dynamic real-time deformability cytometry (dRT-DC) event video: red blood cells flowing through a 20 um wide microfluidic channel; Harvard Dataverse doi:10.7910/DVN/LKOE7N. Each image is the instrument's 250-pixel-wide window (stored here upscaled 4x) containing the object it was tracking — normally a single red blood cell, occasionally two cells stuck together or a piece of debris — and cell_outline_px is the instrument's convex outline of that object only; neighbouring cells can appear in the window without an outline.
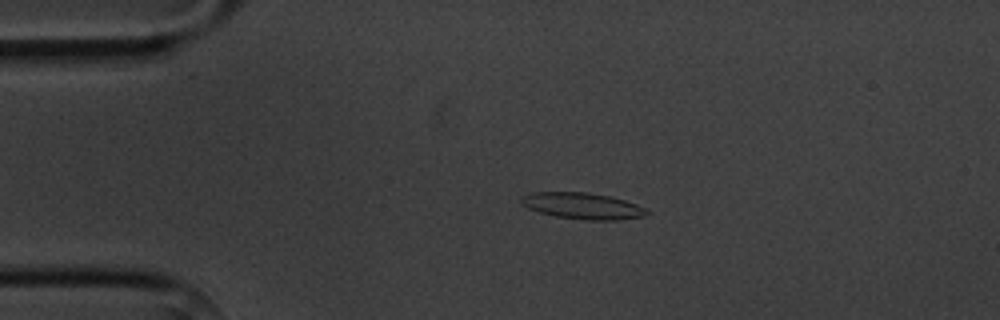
{"species": "common noctule bat (a hibernating species)", "species_latin": "Nyctalus noctula", "temperature_condition": "cold", "stored_images_in_passage": 4, "camera_frame_rate_fps": 3000, "um_per_image_px": 0.085, "animal": {"sex": "male", "body_mass_g": 20.1, "forearm_length_mm": 53.5}, "frame": {"image": 1, "passage_image": 3, "time_ms": 2.667, "image_size_px": [1000, 320], "cell_outline_px": [[652, 212], [644, 216], [616, 220], [584, 220], [556, 216], [540, 212], [528, 208], [520, 204], [520, 196], [528, 192], [588, 192], [612, 196], [636, 204]], "centroid_in_image_um": [49.49, 17.49], "position_along_channel_um": 35.5, "area_um2": 19.48}}